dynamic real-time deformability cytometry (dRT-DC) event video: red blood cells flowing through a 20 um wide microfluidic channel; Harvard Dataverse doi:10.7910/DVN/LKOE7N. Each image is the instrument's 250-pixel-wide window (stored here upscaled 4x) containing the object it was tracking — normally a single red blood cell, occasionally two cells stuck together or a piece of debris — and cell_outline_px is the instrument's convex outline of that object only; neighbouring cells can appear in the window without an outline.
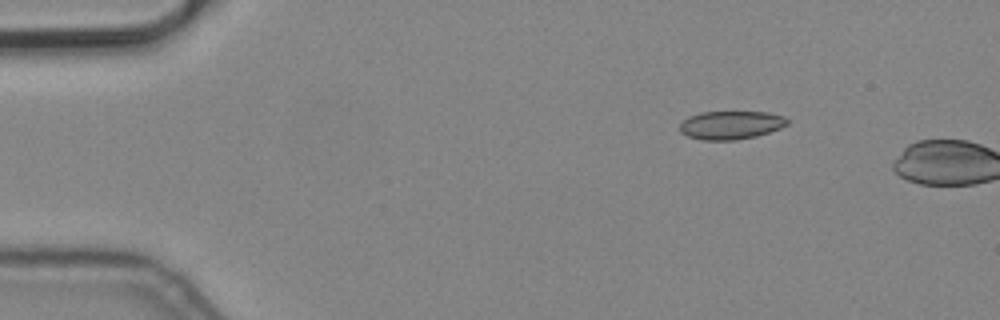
{"species": "common noctule bat (a hibernating species)", "species_latin": "Nyctalus noctula", "temperature_condition": "cold", "stored_images_in_passage": 2, "camera_frame_rate_fps": 3000, "um_per_image_px": 0.085, "animal": {"sex": "male", "body_mass_g": 19.2, "forearm_length_mm": 51.8}, "frame": {"image": 1, "passage_image": 1, "time_ms": 0.0, "image_size_px": [1000, 320], "cell_outline_px": [[788, 124], [780, 128], [756, 136], [736, 140], [704, 140], [688, 136], [680, 132], [680, 124], [688, 116], [700, 112], [768, 112], [784, 116], [788, 120]], "centroid_in_image_um": [62.12, 10.62], "position_along_channel_um": 22.9, "area_um2": 17.74}}